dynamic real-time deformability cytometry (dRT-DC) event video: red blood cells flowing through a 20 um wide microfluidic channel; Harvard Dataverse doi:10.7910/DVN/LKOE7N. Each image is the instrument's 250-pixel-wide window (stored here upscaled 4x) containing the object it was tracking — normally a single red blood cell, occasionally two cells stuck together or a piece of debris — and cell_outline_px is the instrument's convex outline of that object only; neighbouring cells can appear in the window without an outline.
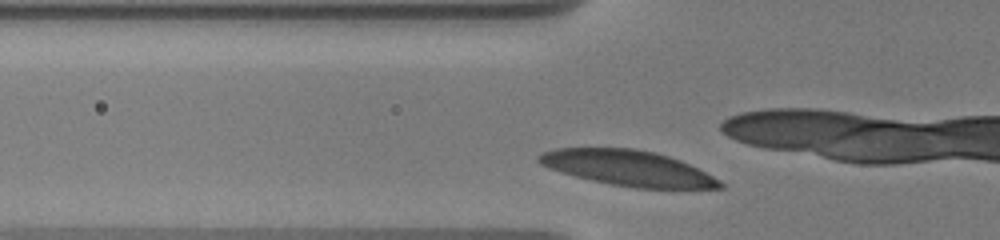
{"species": "human", "species_latin": "Homo sapiens", "temperature_condition": "warm", "stored_images_in_passage": 12, "camera_frame_rate_fps": 3000, "um_per_image_px": 0.085, "donor": {"sex": "male"}, "frame": {"image": 1, "passage_image": 10, "time_ms": 4.333, "image_size_px": [1000, 240], "cell_outline_px": [[724, 188], [636, 188], [612, 184], [592, 180], [576, 176], [548, 168], [540, 164], [536, 160], [536, 156], [544, 152], [556, 148], [632, 148], [656, 152], [680, 160], [720, 180], [724, 184]], "centroid_in_image_um": [53.35, 14.28], "position_along_channel_um": 72.4, "area_um2": 37.11}}